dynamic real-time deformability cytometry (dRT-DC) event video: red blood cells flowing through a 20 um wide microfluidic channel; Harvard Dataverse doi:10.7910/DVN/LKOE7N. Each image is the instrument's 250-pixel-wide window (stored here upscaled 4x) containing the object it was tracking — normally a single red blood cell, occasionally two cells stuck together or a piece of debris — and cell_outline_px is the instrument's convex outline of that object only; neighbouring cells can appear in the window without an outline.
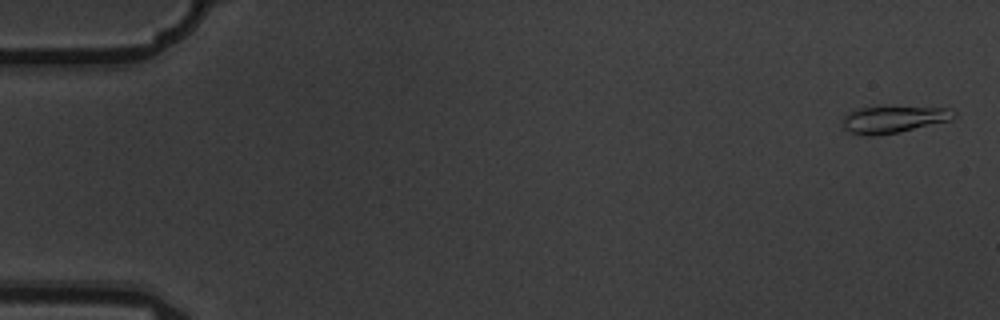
{"species": "common noctule bat (a hibernating species)", "species_latin": "Nyctalus noctula", "temperature_condition": "warm", "stored_images_in_passage": 6, "segment_of_instrument_passage": [2, 2], "camera_frame_rate_fps": 3000, "um_per_image_px": 0.085, "animal": {"sex": "male", "body_mass_g": 19.5, "forearm_length_mm": 54.6}, "frame": {"image": 1, "passage_image": 6, "time_ms": 1.667, "image_size_px": [1000, 320], "cell_outline_px": [[956, 116], [952, 120], [900, 132], [876, 136], [864, 136], [848, 132], [844, 128], [844, 116], [852, 108], [884, 104], [892, 104], [952, 108], [956, 112]], "centroid_in_image_um": [75.97, 10.08], "position_along_channel_um": 9.0, "area_um2": 18.9}}